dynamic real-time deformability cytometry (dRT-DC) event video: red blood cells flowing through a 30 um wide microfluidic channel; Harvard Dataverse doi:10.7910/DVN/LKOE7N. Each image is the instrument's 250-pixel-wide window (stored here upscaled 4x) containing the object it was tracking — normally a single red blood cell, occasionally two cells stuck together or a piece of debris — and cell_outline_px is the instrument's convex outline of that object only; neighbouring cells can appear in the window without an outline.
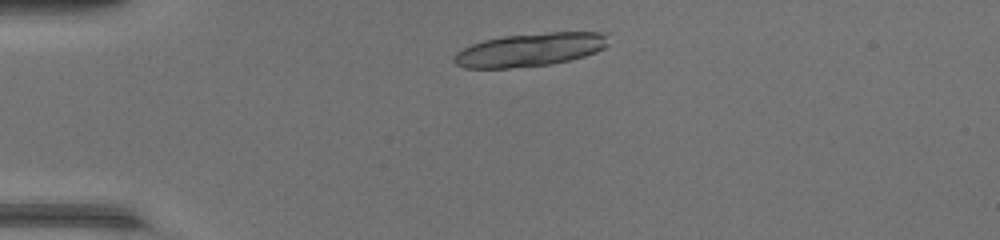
{"species": "common noctule bat (a hibernating species)", "species_latin": "Nyctalus noctula", "temperature_condition": "warm", "stored_images_in_passage": 40, "segment_of_instrument_passage": [1, 2], "camera_frame_rate_fps": 3000, "um_per_image_px": 0.085, "animal": {"sex": "female", "body_mass_g": 17.0, "forearm_length_mm": 48.0}, "frame": {"image": 1, "passage_image": 5, "time_ms": 1.333, "image_size_px": [1000, 240], "cell_outline_px": [[608, 44], [604, 48], [596, 52], [584, 56], [568, 60], [548, 64], [508, 68], [464, 68], [456, 64], [452, 60], [452, 56], [456, 52], [472, 44], [484, 40], [504, 36], [548, 32], [608, 32]], "centroid_in_image_um": [45.05, 4.22], "position_along_channel_um": 39.9, "area_um2": 29.94}}